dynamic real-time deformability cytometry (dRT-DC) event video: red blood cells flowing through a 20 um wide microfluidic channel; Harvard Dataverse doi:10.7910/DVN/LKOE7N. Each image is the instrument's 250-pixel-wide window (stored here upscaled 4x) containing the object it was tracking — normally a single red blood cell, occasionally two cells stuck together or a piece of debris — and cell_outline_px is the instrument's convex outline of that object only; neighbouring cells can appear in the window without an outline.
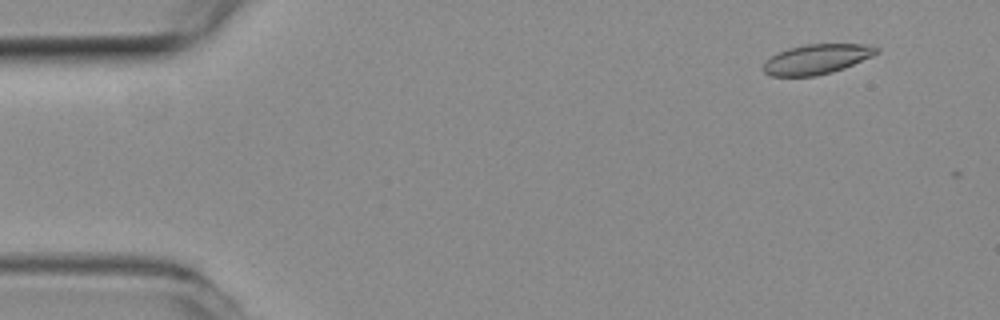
{"species": "common noctule bat (a hibernating species)", "species_latin": "Nyctalus noctula", "temperature_condition": "room temperature", "stored_images_in_passage": 7, "camera_frame_rate_fps": 3000, "um_per_image_px": 0.085, "animal": {"sex": "female", "body_mass_g": 19.3, "forearm_length_mm": 54.1}, "frame": {"image": 1, "passage_image": 5, "time_ms": 1.333, "image_size_px": [1000, 320], "cell_outline_px": [[880, 52], [872, 56], [844, 68], [832, 72], [816, 76], [772, 76], [764, 72], [764, 60], [788, 48], [804, 44], [868, 44], [880, 48]], "centroid_in_image_um": [69.44, 5.02], "position_along_channel_um": 15.6, "area_um2": 19.71}}